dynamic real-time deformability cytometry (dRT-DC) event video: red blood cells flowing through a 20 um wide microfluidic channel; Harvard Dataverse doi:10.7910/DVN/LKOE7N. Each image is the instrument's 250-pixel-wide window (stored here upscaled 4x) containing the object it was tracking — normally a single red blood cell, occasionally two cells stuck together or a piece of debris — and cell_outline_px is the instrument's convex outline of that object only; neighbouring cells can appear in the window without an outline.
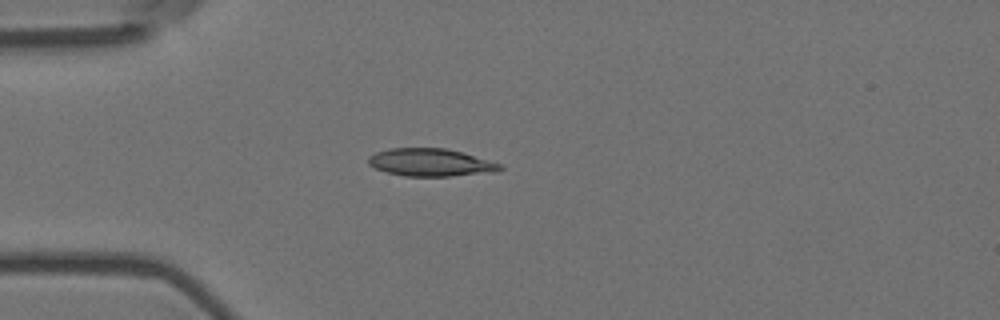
{"species": "Egyptian fruit bat (a non-hibernating species)", "species_latin": "Rousettus aegyptiacus", "temperature_condition": "room temperature", "stored_images_in_passage": 1, "camera_frame_rate_fps": 3000, "um_per_image_px": 0.085, "animal": {"sex": "female"}, "frame": {"image": 1, "passage_image": 1, "time_ms": 0.0, "image_size_px": [1000, 320], "cell_outline_px": [[504, 168], [496, 172], [448, 176], [404, 176], [388, 172], [376, 168], [368, 164], [368, 156], [376, 152], [388, 148], [444, 148], [460, 152], [504, 164]], "centroid_in_image_um": [36.62, 13.81], "position_along_channel_um": 48.4, "area_um2": 21.21}}